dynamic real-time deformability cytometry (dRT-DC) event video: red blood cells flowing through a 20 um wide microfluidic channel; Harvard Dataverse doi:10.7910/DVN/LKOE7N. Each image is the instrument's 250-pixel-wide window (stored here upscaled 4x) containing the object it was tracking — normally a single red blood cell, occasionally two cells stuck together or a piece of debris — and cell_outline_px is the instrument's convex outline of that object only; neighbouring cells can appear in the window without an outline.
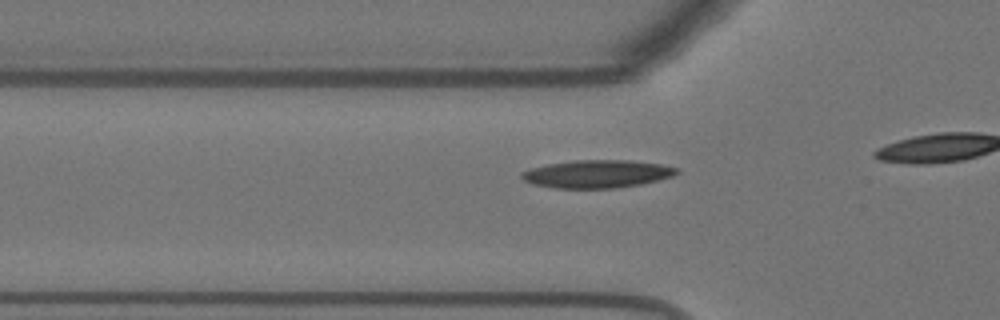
{"species": "Egyptian fruit bat (a non-hibernating species)", "species_latin": "Rousettus aegyptiacus", "temperature_condition": "warm", "stored_images_in_passage": 10, "camera_frame_rate_fps": 3000, "um_per_image_px": 0.085, "animal": {"sex": "female"}, "frame": {"image": 1, "passage_image": 4, "time_ms": 1.0, "image_size_px": [1000, 320], "cell_outline_px": [[680, 172], [672, 176], [640, 184], [616, 188], [556, 188], [532, 184], [524, 180], [520, 176], [520, 172], [528, 168], [548, 164], [572, 160], [628, 160], [664, 164], [680, 168]], "centroid_in_image_um": [50.74, 14.77], "position_along_channel_um": 75.1, "area_um2": 25.37}}
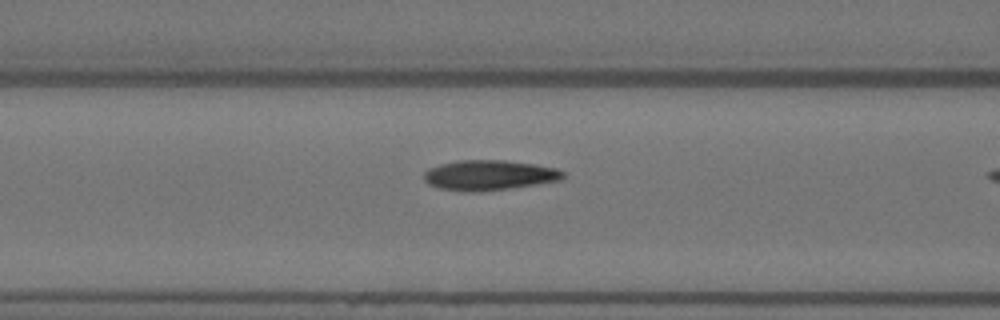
{"frame": {"image": 2, "passage_image": 8, "time_ms": 2.333, "image_size_px": [1000, 320], "cell_outline_px": [[564, 176], [560, 180], [512, 188], [480, 192], [468, 192], [440, 188], [428, 184], [424, 180], [424, 172], [428, 168], [440, 164], [456, 160], [504, 160], [536, 164], [556, 168], [564, 172]], "centroid_in_image_um": [41.56, 14.89], "position_along_channel_um": 125.0, "area_um2": 24.57}}